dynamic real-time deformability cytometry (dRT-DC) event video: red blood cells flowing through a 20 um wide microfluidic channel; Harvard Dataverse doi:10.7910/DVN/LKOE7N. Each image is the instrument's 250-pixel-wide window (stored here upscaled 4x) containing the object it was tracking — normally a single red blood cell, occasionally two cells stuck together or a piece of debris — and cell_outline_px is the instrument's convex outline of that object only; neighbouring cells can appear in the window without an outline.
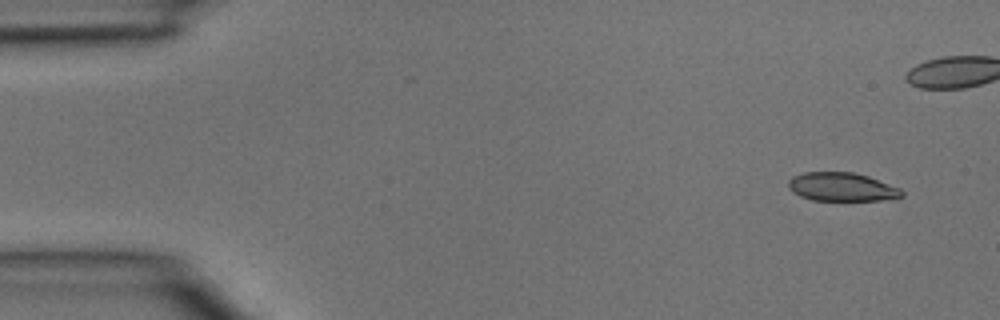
{"species": "common noctule bat (a hibernating species)", "species_latin": "Nyctalus noctula", "temperature_condition": "room temperature", "stored_images_in_passage": 2, "segment_of_instrument_passage": [2, 2], "camera_frame_rate_fps": 3000, "um_per_image_px": 0.085, "animal": {"sex": "male", "body_mass_g": 15.6}, "frame": {"image": 1, "passage_image": 2, "time_ms": 0.333, "image_size_px": [1000, 320], "cell_outline_px": [[904, 196], [880, 200], [812, 200], [800, 196], [792, 192], [788, 188], [788, 180], [792, 176], [804, 172], [852, 172], [868, 176], [900, 188], [904, 192]], "centroid_in_image_um": [71.52, 15.88], "position_along_channel_um": 13.5, "area_um2": 18.9}}